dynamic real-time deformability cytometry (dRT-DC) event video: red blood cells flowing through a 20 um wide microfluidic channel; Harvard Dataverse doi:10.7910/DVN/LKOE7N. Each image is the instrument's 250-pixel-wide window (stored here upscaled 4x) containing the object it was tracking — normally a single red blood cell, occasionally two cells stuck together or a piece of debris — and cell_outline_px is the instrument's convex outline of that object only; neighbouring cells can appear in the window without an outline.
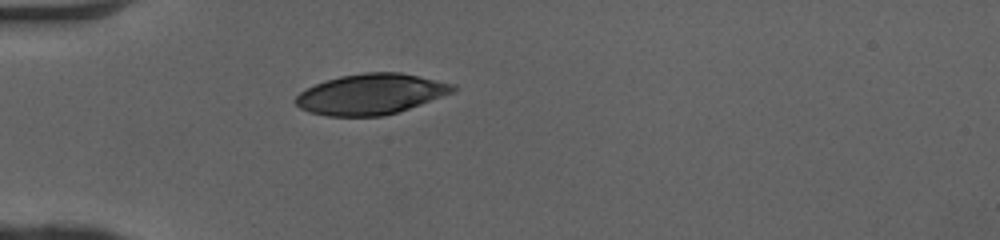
{"species": "human", "species_latin": "Homo sapiens", "temperature_condition": "cold", "stored_images_in_passage": 36, "camera_frame_rate_fps": 3000, "um_per_image_px": 0.085, "donor": {"sex": "female"}, "frame": {"image": 1, "passage_image": 1, "time_ms": 0.0, "image_size_px": [1000, 240], "cell_outline_px": [[456, 88], [452, 92], [420, 104], [384, 116], [328, 116], [308, 112], [300, 108], [296, 104], [296, 96], [300, 92], [316, 84], [340, 76], [364, 72], [400, 72], [456, 84]], "centroid_in_image_um": [31.51, 8.0], "position_along_channel_um": 53.5, "area_um2": 36.82}}
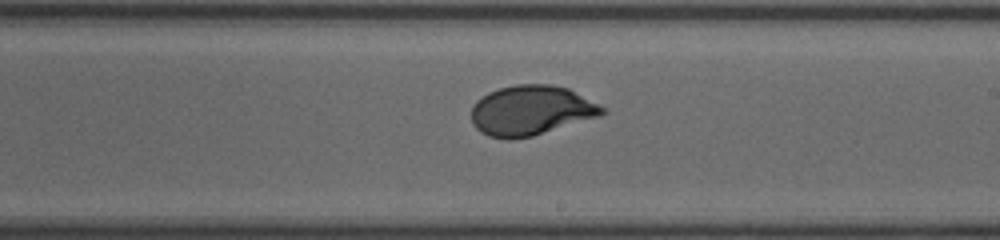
{"frame": {"image": 2, "passage_image": 16, "time_ms": 5.0, "image_size_px": [1000, 240], "cell_outline_px": [[608, 112], [600, 116], [532, 136], [508, 140], [488, 136], [480, 132], [472, 124], [472, 108], [476, 100], [488, 92], [500, 88], [516, 84], [552, 84], [568, 88], [604, 108]], "centroid_in_image_um": [45.11, 9.39], "position_along_channel_um": 243.9, "area_um2": 37.97}}
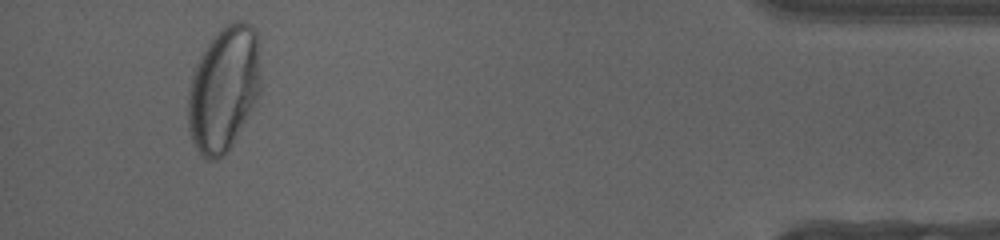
{"frame": {"image": 3, "passage_image": 33, "time_ms": 10.667, "image_size_px": [1000, 240], "cell_outline_px": [[260, 92], [252, 108], [232, 144], [224, 156], [216, 160], [208, 160], [196, 148], [192, 140], [188, 128], [188, 88], [192, 72], [204, 48], [212, 36], [220, 28], [236, 20], [244, 20], [252, 24], [256, 32], [260, 84]], "centroid_in_image_um": [18.99, 7.53], "position_along_channel_um": 416.2, "area_um2": 52.94}, "authors_computed_cell_mechanics": {"area_um2": 38.148, "velocity_mm_per_s": 4.0765, "shape_relaxation_time_tau1_ms": 3.6787, "shape_relaxation_time_tau2_ms": null, "deformation_change_tau1": 0.1882, "deformation_change_tau2": null}}